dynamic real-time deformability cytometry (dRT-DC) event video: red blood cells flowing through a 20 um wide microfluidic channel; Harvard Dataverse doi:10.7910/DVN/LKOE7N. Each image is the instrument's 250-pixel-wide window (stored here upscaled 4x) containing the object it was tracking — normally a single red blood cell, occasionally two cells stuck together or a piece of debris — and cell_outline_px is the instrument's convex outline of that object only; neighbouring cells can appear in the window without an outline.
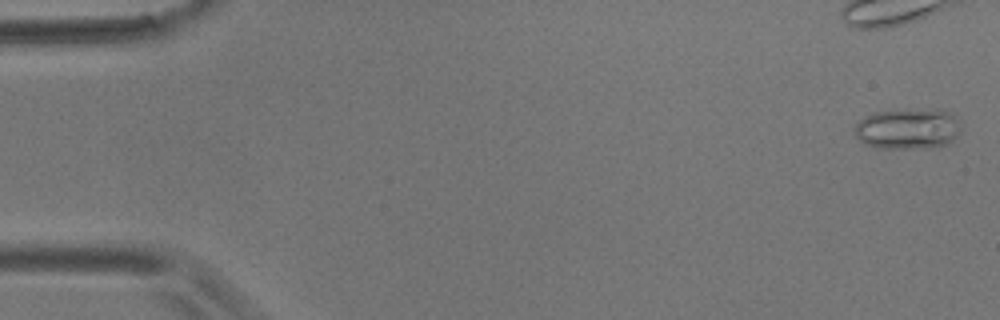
{"species": "common noctule bat (a hibernating species)", "species_latin": "Nyctalus noctula", "temperature_condition": "room temperature", "stored_images_in_passage": 6, "camera_frame_rate_fps": 3000, "um_per_image_px": 0.085, "animal": {"sex": "male", "body_mass_g": 17.9}, "frame": {"image": 1, "passage_image": 1, "time_ms": 0.0, "image_size_px": [1000, 320], "cell_outline_px": [[960, 132], [948, 144], [936, 148], [880, 148], [864, 144], [856, 136], [856, 124], [864, 116], [872, 112], [888, 108], [936, 108], [948, 112], [960, 120]], "centroid_in_image_um": [77.18, 10.9], "position_along_channel_um": 7.8, "area_um2": 26.18}}